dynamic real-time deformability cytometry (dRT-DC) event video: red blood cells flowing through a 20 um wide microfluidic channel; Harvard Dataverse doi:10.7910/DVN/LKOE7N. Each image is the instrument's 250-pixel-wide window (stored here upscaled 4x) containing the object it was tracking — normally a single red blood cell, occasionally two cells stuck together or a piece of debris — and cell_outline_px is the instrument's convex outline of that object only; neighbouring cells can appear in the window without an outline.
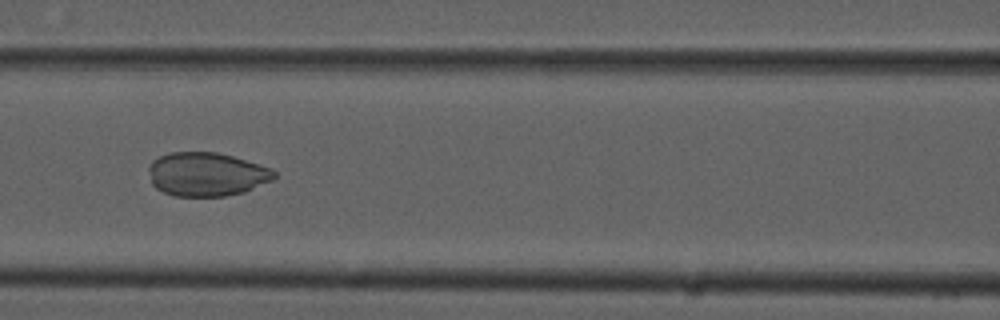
{"species": "common noctule bat (a hibernating species)", "species_latin": "Nyctalus noctula", "temperature_condition": "cold", "stored_images_in_passage": 53, "camera_frame_rate_fps": 3000, "um_per_image_px": 0.085, "animal": {"sex": "male", "forearm_length_mm": 52.5}, "frame": {"image": 1, "passage_image": 23, "time_ms": 7.333, "image_size_px": [1000, 320], "cell_outline_px": [[276, 176], [272, 180], [244, 192], [224, 196], [176, 196], [164, 192], [156, 188], [152, 184], [148, 168], [148, 164], [152, 160], [160, 156], [172, 152], [216, 152], [232, 156], [272, 168], [276, 172]], "centroid_in_image_um": [17.55, 14.81], "position_along_channel_um": 149.0, "area_um2": 32.02}}
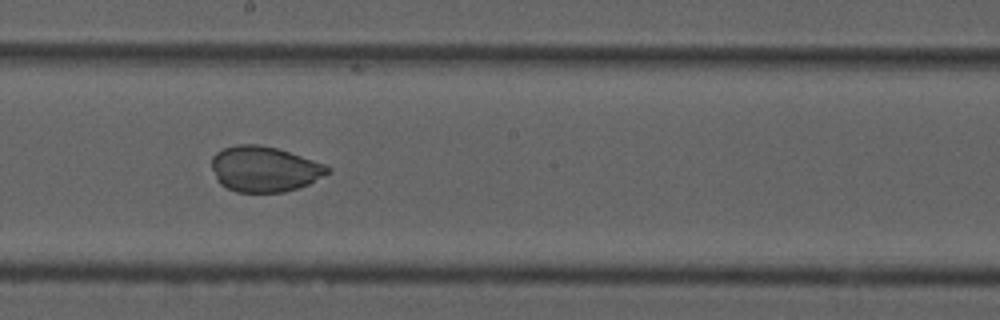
{"frame": {"image": 2, "passage_image": 29, "time_ms": 9.333, "image_size_px": [1000, 320], "cell_outline_px": [[332, 172], [308, 184], [284, 192], [236, 192], [220, 184], [216, 180], [212, 168], [212, 156], [216, 152], [224, 148], [236, 144], [260, 144], [276, 148], [324, 164], [332, 168]], "centroid_in_image_um": [22.46, 14.37], "position_along_channel_um": 225.7, "area_um2": 30.75}}
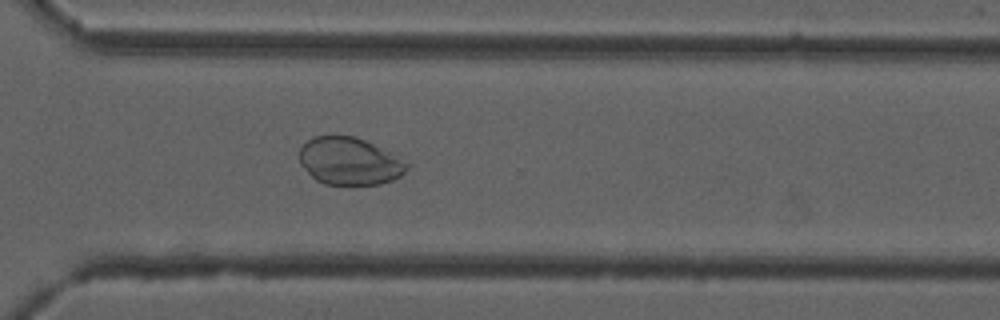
{"frame": {"image": 3, "passage_image": 38, "time_ms": 12.333, "image_size_px": [1000, 320], "cell_outline_px": [[412, 164], [400, 176], [392, 180], [380, 184], [324, 184], [316, 180], [300, 164], [296, 156], [300, 148], [312, 136], [356, 136]], "centroid_in_image_um": [29.67, 13.7], "position_along_channel_um": 340.9, "area_um2": 29.65}}